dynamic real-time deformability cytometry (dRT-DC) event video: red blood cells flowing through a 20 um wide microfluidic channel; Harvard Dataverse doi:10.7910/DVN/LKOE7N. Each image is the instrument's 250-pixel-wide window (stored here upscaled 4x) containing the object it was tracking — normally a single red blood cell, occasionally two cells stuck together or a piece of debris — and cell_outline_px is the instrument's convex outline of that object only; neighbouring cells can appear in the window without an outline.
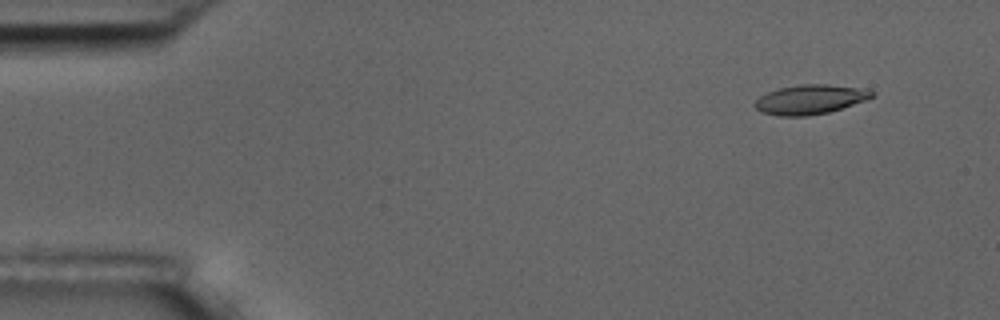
{"species": "common noctule bat (a hibernating species)", "species_latin": "Nyctalus noctula", "temperature_condition": "room temperature", "stored_images_in_passage": 4, "camera_frame_rate_fps": 3000, "um_per_image_px": 0.085, "animal": {"sex": "male", "body_mass_g": 17.5, "forearm_length_mm": 52.3}, "frame": {"image": 1, "passage_image": 1, "time_ms": 0.0, "image_size_px": [1000, 320], "cell_outline_px": [[876, 92], [868, 100], [828, 112], [808, 116], [780, 116], [760, 112], [752, 104], [760, 96], [768, 92], [780, 88], [800, 84], [828, 84], [864, 88]], "centroid_in_image_um": [68.87, 8.45], "position_along_channel_um": 16.1, "area_um2": 20.23}}
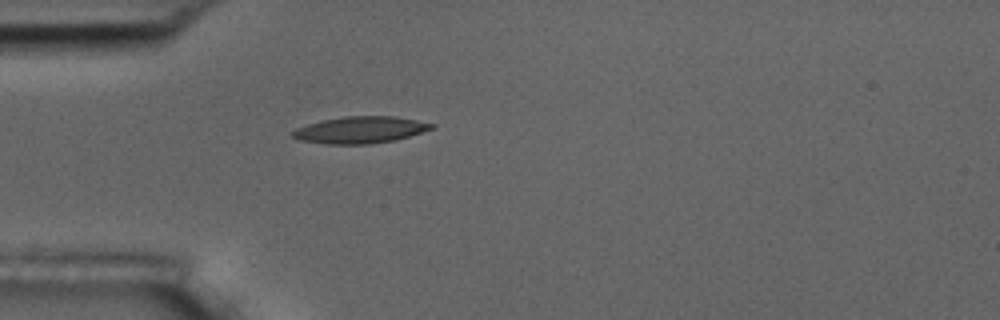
{"frame": {"image": 2, "passage_image": 4, "time_ms": 3.667, "image_size_px": [1000, 320], "cell_outline_px": [[436, 124], [432, 128], [396, 140], [368, 144], [324, 144], [300, 140], [292, 136], [292, 132], [296, 128], [308, 124], [324, 120], [344, 116], [392, 116], [416, 120]], "centroid_in_image_um": [30.6, 11.04], "position_along_channel_um": 54.4, "area_um2": 21.44}}